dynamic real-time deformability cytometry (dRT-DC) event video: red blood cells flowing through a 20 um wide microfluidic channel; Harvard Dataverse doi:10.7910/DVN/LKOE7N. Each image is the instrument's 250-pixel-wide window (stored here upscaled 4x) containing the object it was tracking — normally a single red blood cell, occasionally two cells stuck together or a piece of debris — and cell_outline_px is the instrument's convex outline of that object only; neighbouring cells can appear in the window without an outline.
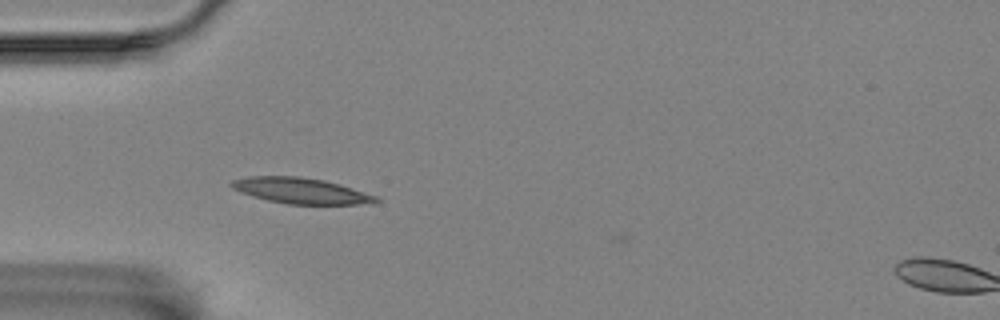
{"species": "Egyptian fruit bat (a non-hibernating species)", "species_latin": "Rousettus aegyptiacus", "temperature_condition": "room temperature", "stored_images_in_passage": 46, "camera_frame_rate_fps": 3000, "um_per_image_px": 0.085, "animal": {"sex": "female"}, "frame": {"image": 1, "passage_image": 5, "time_ms": 1.333, "image_size_px": [1000, 320], "cell_outline_px": [[380, 200], [376, 204], [288, 204], [268, 200], [252, 196], [240, 192], [232, 188], [228, 184], [232, 180], [248, 176], [300, 176], [324, 180], [340, 184], [376, 196]], "centroid_in_image_um": [25.57, 16.21], "position_along_channel_um": 59.4, "area_um2": 21.79}}
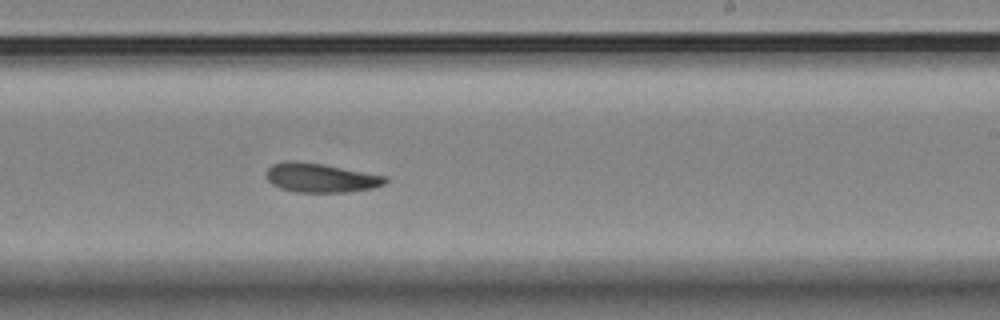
{"frame": {"image": 2, "passage_image": 23, "time_ms": 7.333, "image_size_px": [1000, 320], "cell_outline_px": [[388, 180], [384, 184], [372, 188], [344, 192], [296, 192], [280, 188], [272, 184], [268, 180], [264, 172], [272, 164], [284, 160], [288, 160], [324, 164], [388, 176]], "centroid_in_image_um": [27.23, 15.1], "position_along_channel_um": 261.8, "area_um2": 20.35}}
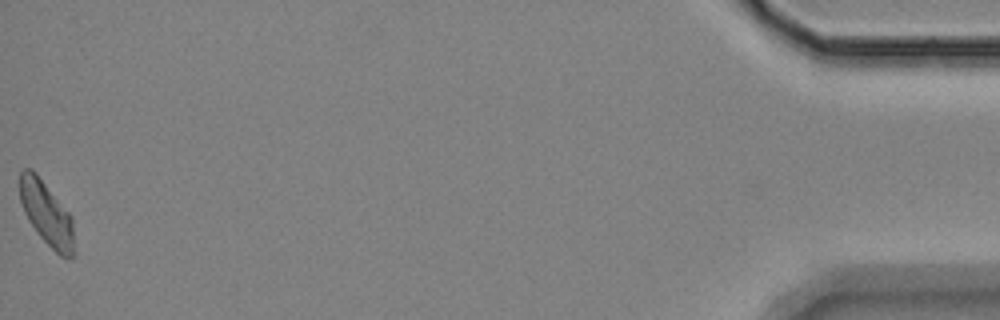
{"frame": {"image": 3, "passage_image": 46, "time_ms": 15.0, "image_size_px": [1000, 320], "cell_outline_px": [[76, 256], [72, 260], [68, 260], [60, 256], [36, 232], [28, 220], [24, 212], [20, 200], [20, 172], [24, 168], [32, 168], [36, 172], [72, 216]], "centroid_in_image_um": [4.0, 18.2], "position_along_channel_um": 431.2, "area_um2": 20.63}, "authors_computed_cell_mechanics": {"area_um2": 20.23, "velocity_mm_per_s": 3.4191, "shape_relaxation_time_tau1_ms": 7.5827, "shape_relaxation_time_tau2_ms": 3.1209, "deformation_change_tau1": 0.1534, "deformation_change_tau2": 0.0927}}